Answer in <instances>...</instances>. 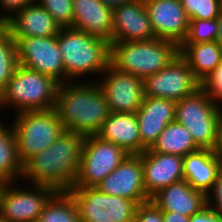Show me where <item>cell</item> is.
<instances>
[{"label":"cell","instance_id":"4fadbf2b","mask_svg":"<svg viewBox=\"0 0 222 222\" xmlns=\"http://www.w3.org/2000/svg\"><path fill=\"white\" fill-rule=\"evenodd\" d=\"M9 182L2 197L0 213L8 222H36L46 203L57 192L49 186L21 188Z\"/></svg>","mask_w":222,"mask_h":222},{"label":"cell","instance_id":"60d3db41","mask_svg":"<svg viewBox=\"0 0 222 222\" xmlns=\"http://www.w3.org/2000/svg\"><path fill=\"white\" fill-rule=\"evenodd\" d=\"M8 183H9L8 181L0 179V210H1L3 193H4Z\"/></svg>","mask_w":222,"mask_h":222},{"label":"cell","instance_id":"44dd1931","mask_svg":"<svg viewBox=\"0 0 222 222\" xmlns=\"http://www.w3.org/2000/svg\"><path fill=\"white\" fill-rule=\"evenodd\" d=\"M72 27L112 42V12L100 0H73Z\"/></svg>","mask_w":222,"mask_h":222},{"label":"cell","instance_id":"d590c367","mask_svg":"<svg viewBox=\"0 0 222 222\" xmlns=\"http://www.w3.org/2000/svg\"><path fill=\"white\" fill-rule=\"evenodd\" d=\"M190 222H222V216L207 205L200 212L190 216Z\"/></svg>","mask_w":222,"mask_h":222},{"label":"cell","instance_id":"277c9868","mask_svg":"<svg viewBox=\"0 0 222 222\" xmlns=\"http://www.w3.org/2000/svg\"><path fill=\"white\" fill-rule=\"evenodd\" d=\"M178 54L176 43L159 38L110 43V64L143 80L165 68Z\"/></svg>","mask_w":222,"mask_h":222},{"label":"cell","instance_id":"5b68a950","mask_svg":"<svg viewBox=\"0 0 222 222\" xmlns=\"http://www.w3.org/2000/svg\"><path fill=\"white\" fill-rule=\"evenodd\" d=\"M58 86L53 78L18 64L0 93V108L13 107L17 113L54 109Z\"/></svg>","mask_w":222,"mask_h":222},{"label":"cell","instance_id":"83f0119b","mask_svg":"<svg viewBox=\"0 0 222 222\" xmlns=\"http://www.w3.org/2000/svg\"><path fill=\"white\" fill-rule=\"evenodd\" d=\"M17 65L15 41L8 29L0 24V93L13 76Z\"/></svg>","mask_w":222,"mask_h":222},{"label":"cell","instance_id":"74e56055","mask_svg":"<svg viewBox=\"0 0 222 222\" xmlns=\"http://www.w3.org/2000/svg\"><path fill=\"white\" fill-rule=\"evenodd\" d=\"M102 3H104L108 8L115 9L123 4L129 3L133 0H100Z\"/></svg>","mask_w":222,"mask_h":222},{"label":"cell","instance_id":"ac0fdd59","mask_svg":"<svg viewBox=\"0 0 222 222\" xmlns=\"http://www.w3.org/2000/svg\"><path fill=\"white\" fill-rule=\"evenodd\" d=\"M176 102L170 99L144 97L136 112L141 143L149 149L165 127L175 121Z\"/></svg>","mask_w":222,"mask_h":222},{"label":"cell","instance_id":"ba28073f","mask_svg":"<svg viewBox=\"0 0 222 222\" xmlns=\"http://www.w3.org/2000/svg\"><path fill=\"white\" fill-rule=\"evenodd\" d=\"M78 208L80 222H133L138 204L111 196L96 187H73L68 191Z\"/></svg>","mask_w":222,"mask_h":222},{"label":"cell","instance_id":"4316f807","mask_svg":"<svg viewBox=\"0 0 222 222\" xmlns=\"http://www.w3.org/2000/svg\"><path fill=\"white\" fill-rule=\"evenodd\" d=\"M36 222H80L72 195L68 191H57L46 203Z\"/></svg>","mask_w":222,"mask_h":222},{"label":"cell","instance_id":"d4e9b609","mask_svg":"<svg viewBox=\"0 0 222 222\" xmlns=\"http://www.w3.org/2000/svg\"><path fill=\"white\" fill-rule=\"evenodd\" d=\"M199 149L186 127L176 121L169 123L149 148L152 152L173 154L181 157Z\"/></svg>","mask_w":222,"mask_h":222},{"label":"cell","instance_id":"8d00e7d4","mask_svg":"<svg viewBox=\"0 0 222 222\" xmlns=\"http://www.w3.org/2000/svg\"><path fill=\"white\" fill-rule=\"evenodd\" d=\"M163 222H190V217L171 211H162Z\"/></svg>","mask_w":222,"mask_h":222},{"label":"cell","instance_id":"3957f363","mask_svg":"<svg viewBox=\"0 0 222 222\" xmlns=\"http://www.w3.org/2000/svg\"><path fill=\"white\" fill-rule=\"evenodd\" d=\"M58 46L64 63L65 82L82 81L79 79L89 74L100 76L110 64V43L82 30L62 27Z\"/></svg>","mask_w":222,"mask_h":222},{"label":"cell","instance_id":"4dcf8cb0","mask_svg":"<svg viewBox=\"0 0 222 222\" xmlns=\"http://www.w3.org/2000/svg\"><path fill=\"white\" fill-rule=\"evenodd\" d=\"M60 27H72L73 21V0H38Z\"/></svg>","mask_w":222,"mask_h":222},{"label":"cell","instance_id":"7a4b0ae2","mask_svg":"<svg viewBox=\"0 0 222 222\" xmlns=\"http://www.w3.org/2000/svg\"><path fill=\"white\" fill-rule=\"evenodd\" d=\"M55 109L65 130L83 136L96 135L111 113L93 79L59 84Z\"/></svg>","mask_w":222,"mask_h":222},{"label":"cell","instance_id":"7c38bea8","mask_svg":"<svg viewBox=\"0 0 222 222\" xmlns=\"http://www.w3.org/2000/svg\"><path fill=\"white\" fill-rule=\"evenodd\" d=\"M99 78L96 83L108 102L110 112H137L144 98V82L141 77L119 71L109 64Z\"/></svg>","mask_w":222,"mask_h":222},{"label":"cell","instance_id":"1f68e13d","mask_svg":"<svg viewBox=\"0 0 222 222\" xmlns=\"http://www.w3.org/2000/svg\"><path fill=\"white\" fill-rule=\"evenodd\" d=\"M201 88L214 102L222 106V61L201 82Z\"/></svg>","mask_w":222,"mask_h":222},{"label":"cell","instance_id":"ffe728a7","mask_svg":"<svg viewBox=\"0 0 222 222\" xmlns=\"http://www.w3.org/2000/svg\"><path fill=\"white\" fill-rule=\"evenodd\" d=\"M150 200L161 210L192 216L207 206V195L194 189L185 179L158 191Z\"/></svg>","mask_w":222,"mask_h":222},{"label":"cell","instance_id":"7bdbcfd3","mask_svg":"<svg viewBox=\"0 0 222 222\" xmlns=\"http://www.w3.org/2000/svg\"><path fill=\"white\" fill-rule=\"evenodd\" d=\"M0 222H8V221L2 216L1 213H0Z\"/></svg>","mask_w":222,"mask_h":222},{"label":"cell","instance_id":"52a82bcc","mask_svg":"<svg viewBox=\"0 0 222 222\" xmlns=\"http://www.w3.org/2000/svg\"><path fill=\"white\" fill-rule=\"evenodd\" d=\"M12 127L18 156L24 165L31 157L46 150L65 130L57 110L24 111L13 114Z\"/></svg>","mask_w":222,"mask_h":222},{"label":"cell","instance_id":"e575fe53","mask_svg":"<svg viewBox=\"0 0 222 222\" xmlns=\"http://www.w3.org/2000/svg\"><path fill=\"white\" fill-rule=\"evenodd\" d=\"M38 0H0V6L4 10V14H0V24H3L16 11L26 6L37 3Z\"/></svg>","mask_w":222,"mask_h":222},{"label":"cell","instance_id":"b9f144b4","mask_svg":"<svg viewBox=\"0 0 222 222\" xmlns=\"http://www.w3.org/2000/svg\"><path fill=\"white\" fill-rule=\"evenodd\" d=\"M219 12L222 13V0H218Z\"/></svg>","mask_w":222,"mask_h":222},{"label":"cell","instance_id":"836d02e7","mask_svg":"<svg viewBox=\"0 0 222 222\" xmlns=\"http://www.w3.org/2000/svg\"><path fill=\"white\" fill-rule=\"evenodd\" d=\"M207 205L222 216V167L211 191L207 194Z\"/></svg>","mask_w":222,"mask_h":222},{"label":"cell","instance_id":"9a60e30c","mask_svg":"<svg viewBox=\"0 0 222 222\" xmlns=\"http://www.w3.org/2000/svg\"><path fill=\"white\" fill-rule=\"evenodd\" d=\"M157 38L180 46L188 33L189 18L180 0H144Z\"/></svg>","mask_w":222,"mask_h":222},{"label":"cell","instance_id":"f35d334b","mask_svg":"<svg viewBox=\"0 0 222 222\" xmlns=\"http://www.w3.org/2000/svg\"><path fill=\"white\" fill-rule=\"evenodd\" d=\"M217 23H218V33H217V39L216 42L222 47V13L219 14L217 17Z\"/></svg>","mask_w":222,"mask_h":222},{"label":"cell","instance_id":"f546056e","mask_svg":"<svg viewBox=\"0 0 222 222\" xmlns=\"http://www.w3.org/2000/svg\"><path fill=\"white\" fill-rule=\"evenodd\" d=\"M189 20H211L219 16L218 0H180Z\"/></svg>","mask_w":222,"mask_h":222},{"label":"cell","instance_id":"9c48e42d","mask_svg":"<svg viewBox=\"0 0 222 222\" xmlns=\"http://www.w3.org/2000/svg\"><path fill=\"white\" fill-rule=\"evenodd\" d=\"M129 154L97 135L85 136L74 187H96Z\"/></svg>","mask_w":222,"mask_h":222},{"label":"cell","instance_id":"e0dca14e","mask_svg":"<svg viewBox=\"0 0 222 222\" xmlns=\"http://www.w3.org/2000/svg\"><path fill=\"white\" fill-rule=\"evenodd\" d=\"M143 185L149 198L161 189L184 179L183 157L146 149L141 153Z\"/></svg>","mask_w":222,"mask_h":222},{"label":"cell","instance_id":"5bb4252c","mask_svg":"<svg viewBox=\"0 0 222 222\" xmlns=\"http://www.w3.org/2000/svg\"><path fill=\"white\" fill-rule=\"evenodd\" d=\"M142 174L141 154H129L96 188L107 195L124 197L141 204L150 200Z\"/></svg>","mask_w":222,"mask_h":222},{"label":"cell","instance_id":"484cf974","mask_svg":"<svg viewBox=\"0 0 222 222\" xmlns=\"http://www.w3.org/2000/svg\"><path fill=\"white\" fill-rule=\"evenodd\" d=\"M5 126L0 121V179L8 182H18L23 174V164L18 156L17 141L12 123Z\"/></svg>","mask_w":222,"mask_h":222},{"label":"cell","instance_id":"f1b7e54d","mask_svg":"<svg viewBox=\"0 0 222 222\" xmlns=\"http://www.w3.org/2000/svg\"><path fill=\"white\" fill-rule=\"evenodd\" d=\"M217 19H191L188 33L183 43H200L216 41L218 33Z\"/></svg>","mask_w":222,"mask_h":222},{"label":"cell","instance_id":"d6a6232c","mask_svg":"<svg viewBox=\"0 0 222 222\" xmlns=\"http://www.w3.org/2000/svg\"><path fill=\"white\" fill-rule=\"evenodd\" d=\"M133 222H163L162 211L151 200L138 204Z\"/></svg>","mask_w":222,"mask_h":222},{"label":"cell","instance_id":"6da1fadb","mask_svg":"<svg viewBox=\"0 0 222 222\" xmlns=\"http://www.w3.org/2000/svg\"><path fill=\"white\" fill-rule=\"evenodd\" d=\"M84 138L79 133L64 130L51 146L23 165L22 179L56 191L71 190L78 174Z\"/></svg>","mask_w":222,"mask_h":222},{"label":"cell","instance_id":"30bf717a","mask_svg":"<svg viewBox=\"0 0 222 222\" xmlns=\"http://www.w3.org/2000/svg\"><path fill=\"white\" fill-rule=\"evenodd\" d=\"M18 64L43 73L59 84L65 83V69L58 35L48 37L13 38Z\"/></svg>","mask_w":222,"mask_h":222},{"label":"cell","instance_id":"8fae6325","mask_svg":"<svg viewBox=\"0 0 222 222\" xmlns=\"http://www.w3.org/2000/svg\"><path fill=\"white\" fill-rule=\"evenodd\" d=\"M144 97L170 99L175 102L201 88L185 59L178 54L159 72L144 80Z\"/></svg>","mask_w":222,"mask_h":222},{"label":"cell","instance_id":"603a6c76","mask_svg":"<svg viewBox=\"0 0 222 222\" xmlns=\"http://www.w3.org/2000/svg\"><path fill=\"white\" fill-rule=\"evenodd\" d=\"M221 167L215 150L199 149L183 157L184 179L206 195L211 191Z\"/></svg>","mask_w":222,"mask_h":222},{"label":"cell","instance_id":"cb8c5ba5","mask_svg":"<svg viewBox=\"0 0 222 222\" xmlns=\"http://www.w3.org/2000/svg\"><path fill=\"white\" fill-rule=\"evenodd\" d=\"M179 54L201 83L222 61V47L216 42L182 43Z\"/></svg>","mask_w":222,"mask_h":222},{"label":"cell","instance_id":"2e32d148","mask_svg":"<svg viewBox=\"0 0 222 222\" xmlns=\"http://www.w3.org/2000/svg\"><path fill=\"white\" fill-rule=\"evenodd\" d=\"M144 0H133L112 12V42L156 39Z\"/></svg>","mask_w":222,"mask_h":222},{"label":"cell","instance_id":"ab89813d","mask_svg":"<svg viewBox=\"0 0 222 222\" xmlns=\"http://www.w3.org/2000/svg\"><path fill=\"white\" fill-rule=\"evenodd\" d=\"M218 157L221 161V165H222V118H221V122H220V133H219V144L216 150Z\"/></svg>","mask_w":222,"mask_h":222},{"label":"cell","instance_id":"7402d4cb","mask_svg":"<svg viewBox=\"0 0 222 222\" xmlns=\"http://www.w3.org/2000/svg\"><path fill=\"white\" fill-rule=\"evenodd\" d=\"M96 135L123 148L128 154H141L147 149L141 143L136 113L111 112Z\"/></svg>","mask_w":222,"mask_h":222},{"label":"cell","instance_id":"d6986e66","mask_svg":"<svg viewBox=\"0 0 222 222\" xmlns=\"http://www.w3.org/2000/svg\"><path fill=\"white\" fill-rule=\"evenodd\" d=\"M3 25L13 38L56 36L61 29L38 2L16 11Z\"/></svg>","mask_w":222,"mask_h":222},{"label":"cell","instance_id":"8992f818","mask_svg":"<svg viewBox=\"0 0 222 222\" xmlns=\"http://www.w3.org/2000/svg\"><path fill=\"white\" fill-rule=\"evenodd\" d=\"M222 106L200 88L176 102L175 121L184 125L200 149L217 150Z\"/></svg>","mask_w":222,"mask_h":222}]
</instances>
